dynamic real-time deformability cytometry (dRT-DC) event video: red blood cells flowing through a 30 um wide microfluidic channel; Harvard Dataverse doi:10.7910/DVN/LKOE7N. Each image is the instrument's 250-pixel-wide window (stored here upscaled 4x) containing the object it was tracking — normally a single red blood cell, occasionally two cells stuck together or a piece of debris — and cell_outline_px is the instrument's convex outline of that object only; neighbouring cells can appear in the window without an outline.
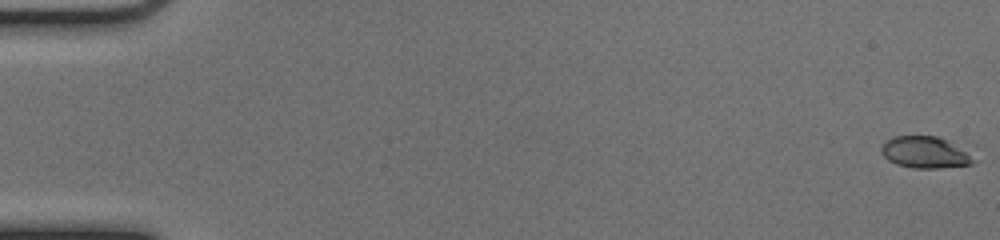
{"species": "common noctule bat (a hibernating species)", "species_latin": "Nyctalus noctula", "temperature_condition": "cold", "stored_images_in_passage": 53, "camera_frame_rate_fps": 3000, "um_per_image_px": 0.085, "animal": {"sex": "female", "body_mass_g": 17.0, "forearm_length_mm": 48.0}, "frame": {"image": 1, "passage_image": 1, "time_ms": 0.0, "image_size_px": [1000, 240], "cell_outline_px": [[976, 160], [972, 164], [940, 168], [912, 168], [896, 164], [888, 160], [880, 152], [880, 148], [888, 140], [896, 136], [936, 136], [948, 140]], "centroid_in_image_um": [78.59, 12.96], "position_along_channel_um": 6.4, "area_um2": 16.7}}
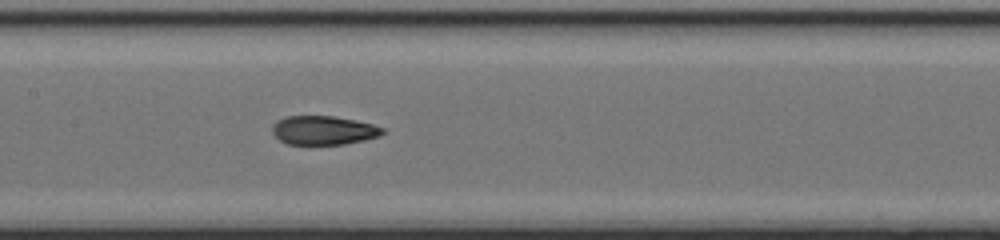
{"frame": {"image": 2, "passage_image": 27, "time_ms": 8.667, "image_size_px": [1000, 240], "cell_outline_px": [[384, 132], [380, 136], [364, 140], [344, 144], [288, 144], [280, 140], [272, 132], [272, 128], [276, 120], [288, 116], [332, 116], [356, 120], [372, 124], [384, 128]], "centroid_in_image_um": [27.51, 11.07], "position_along_channel_um": 179.9, "area_um2": 18.5}}
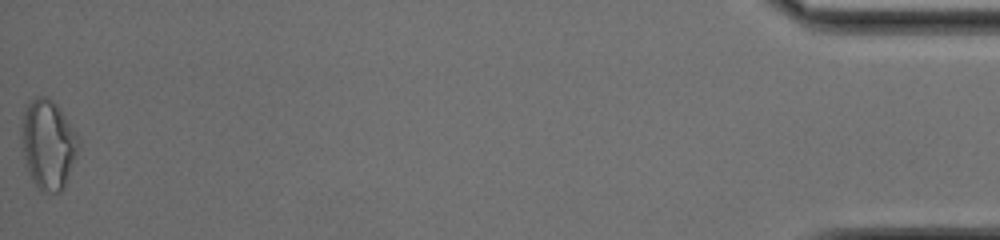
{"frame": {"image": 3, "passage_image": 53, "time_ms": 17.333, "image_size_px": [1000, 240], "cell_outline_px": [[80, 144], [64, 188], [60, 192], [40, 192], [36, 188], [32, 180], [24, 156], [20, 128], [24, 112], [28, 104], [36, 96], [44, 96], [52, 100], [56, 104], [76, 132], [80, 140]], "centroid_in_image_um": [4.09, 12.29], "position_along_channel_um": 431.1, "area_um2": 29.54}, "authors_computed_cell_mechanics": {"area_um2": 19.0162, "velocity_mm_per_s": 4.0263, "shape_relaxation_time_tau1_ms": null, "shape_relaxation_time_tau2_ms": 1.7286, "deformation_change_tau1": null, "deformation_change_tau2": 0.0761}}